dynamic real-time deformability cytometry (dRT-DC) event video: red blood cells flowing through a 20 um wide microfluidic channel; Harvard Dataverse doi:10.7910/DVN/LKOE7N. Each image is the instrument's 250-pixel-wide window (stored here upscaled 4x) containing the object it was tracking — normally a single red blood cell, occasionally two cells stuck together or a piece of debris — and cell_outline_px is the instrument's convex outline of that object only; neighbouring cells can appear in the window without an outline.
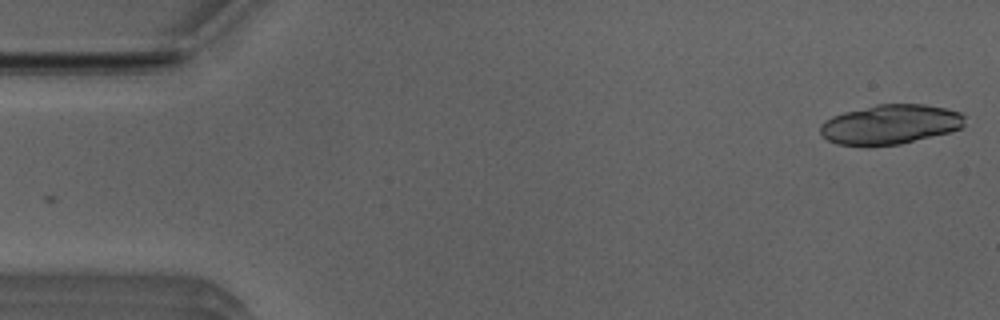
{"species": "Egyptian fruit bat (a non-hibernating species)", "species_latin": "Rousettus aegyptiacus", "temperature_condition": "room temperature", "stored_images_in_passage": 12, "camera_frame_rate_fps": 3000, "um_per_image_px": 0.085, "animal": {"sex": "male"}, "frame": {"image": 1, "passage_image": 1, "time_ms": 0.0, "image_size_px": [1000, 320], "cell_outline_px": [[964, 128], [900, 144], [868, 148], [836, 144], [820, 136], [820, 124], [824, 120], [832, 116], [844, 112], [876, 104], [924, 104], [964, 112]], "centroid_in_image_um": [75.63, 10.6], "position_along_channel_um": 9.4, "area_um2": 34.1}}